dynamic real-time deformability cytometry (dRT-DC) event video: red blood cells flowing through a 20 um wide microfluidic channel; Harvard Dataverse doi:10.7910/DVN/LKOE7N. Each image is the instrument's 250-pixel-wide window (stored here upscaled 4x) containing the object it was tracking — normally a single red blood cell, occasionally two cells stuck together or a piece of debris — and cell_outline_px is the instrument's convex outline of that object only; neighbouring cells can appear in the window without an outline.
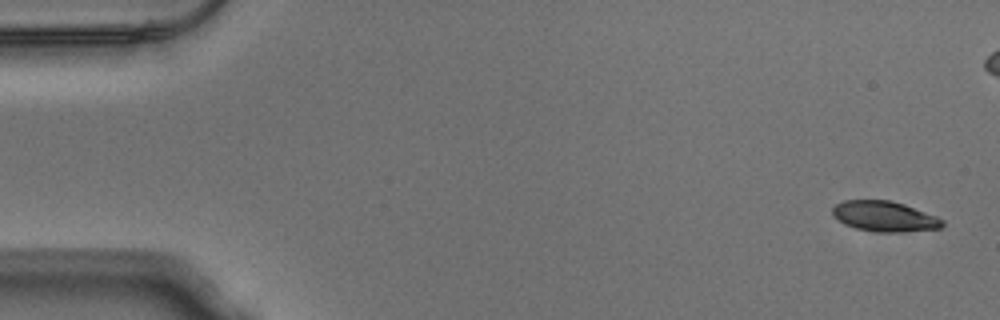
{"species": "Egyptian fruit bat (a non-hibernating species)", "species_latin": "Rousettus aegyptiacus", "temperature_condition": "warm", "stored_images_in_passage": 53, "camera_frame_rate_fps": 3000, "um_per_image_px": 0.085, "animal": {"sex": "male"}, "frame": {"image": 1, "passage_image": 1, "time_ms": 0.0, "image_size_px": [1000, 320], "cell_outline_px": [[944, 224], [940, 228], [900, 232], [876, 232], [856, 228], [844, 224], [832, 212], [832, 208], [836, 204], [844, 200], [892, 200], [904, 204], [936, 216], [944, 220]], "centroid_in_image_um": [75.19, 18.39], "position_along_channel_um": 9.8, "area_um2": 19.31}}
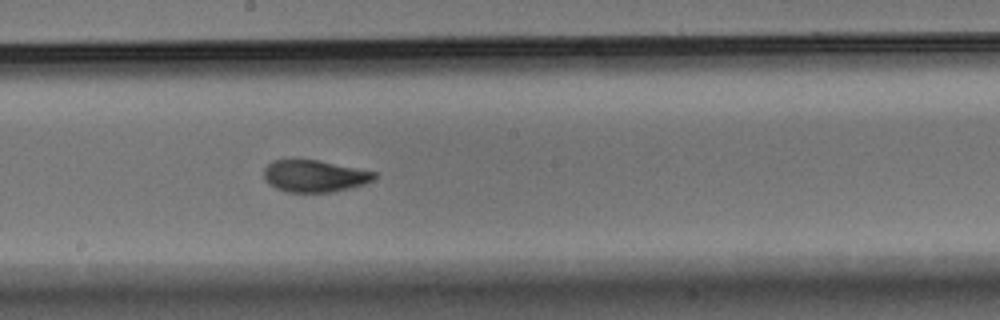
{"frame": {"image": 2, "passage_image": 28, "time_ms": 9.0, "image_size_px": [1000, 320], "cell_outline_px": [[376, 176], [372, 180], [364, 184], [332, 192], [288, 192], [276, 188], [268, 184], [264, 180], [264, 168], [272, 160], [316, 160], [376, 172]], "centroid_in_image_um": [26.69, 14.97], "position_along_channel_um": 221.5, "area_um2": 20.35}}
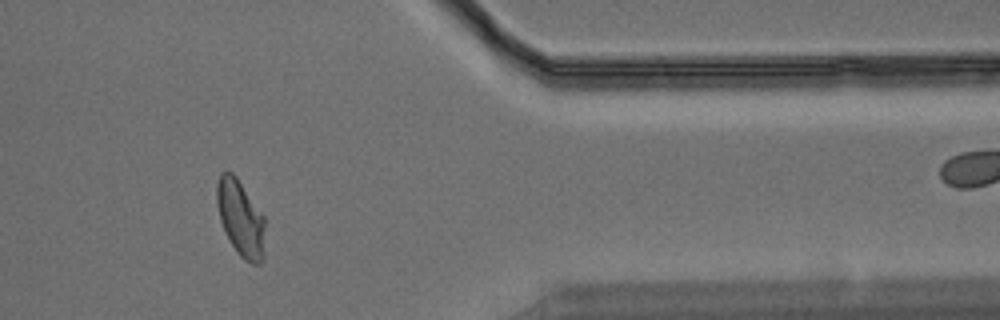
{"frame": {"image": 3, "passage_image": 43, "time_ms": 14.0, "image_size_px": [1000, 320], "cell_outline_px": [[264, 256], [260, 264], [252, 264], [244, 260], [236, 252], [220, 220], [216, 200], [216, 184], [220, 172], [232, 172], [236, 176], [264, 216]], "centroid_in_image_um": [20.45, 18.55], "position_along_channel_um": 391.0, "area_um2": 21.33}, "authors_computed_cell_mechanics": {"area_um2": 20.9814, "velocity_mm_per_s": 3.8111, "shape_relaxation_time_tau1_ms": 3.9346, "shape_relaxation_time_tau2_ms": 1.2, "deformation_change_tau1": 0.1572, "deformation_change_tau2": 0.0607}}